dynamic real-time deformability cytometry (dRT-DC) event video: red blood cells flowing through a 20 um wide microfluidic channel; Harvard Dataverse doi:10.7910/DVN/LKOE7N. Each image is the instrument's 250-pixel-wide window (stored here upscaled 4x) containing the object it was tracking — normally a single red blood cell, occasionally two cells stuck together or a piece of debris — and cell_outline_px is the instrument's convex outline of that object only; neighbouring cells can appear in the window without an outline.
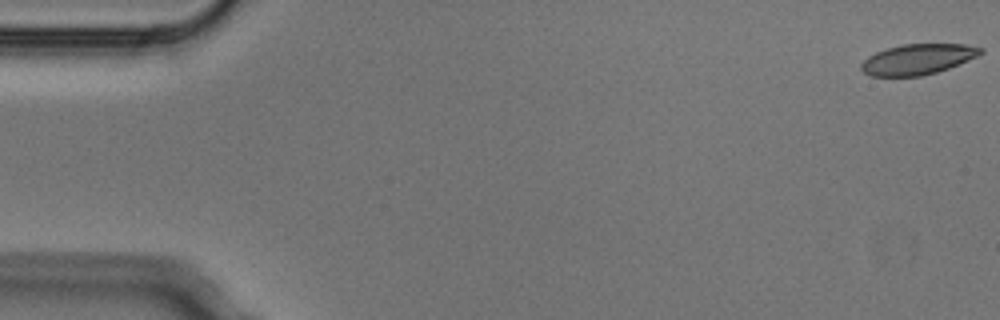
{"species": "Egyptian fruit bat (a non-hibernating species)", "species_latin": "Rousettus aegyptiacus", "temperature_condition": "cold", "stored_images_in_passage": 3, "segment_of_instrument_passage": [2, 2], "camera_frame_rate_fps": 3000, "um_per_image_px": 0.085, "animal": {"sex": "male"}, "frame": {"image": 1, "passage_image": 3, "time_ms": 0.667, "image_size_px": [1000, 320], "cell_outline_px": [[984, 52], [968, 60], [948, 68], [936, 72], [920, 76], [872, 76], [864, 72], [860, 68], [860, 64], [868, 56], [876, 52], [888, 48], [904, 44], [964, 44], [984, 48]], "centroid_in_image_um": [78.0, 5.03], "position_along_channel_um": 7.0, "area_um2": 21.04}}